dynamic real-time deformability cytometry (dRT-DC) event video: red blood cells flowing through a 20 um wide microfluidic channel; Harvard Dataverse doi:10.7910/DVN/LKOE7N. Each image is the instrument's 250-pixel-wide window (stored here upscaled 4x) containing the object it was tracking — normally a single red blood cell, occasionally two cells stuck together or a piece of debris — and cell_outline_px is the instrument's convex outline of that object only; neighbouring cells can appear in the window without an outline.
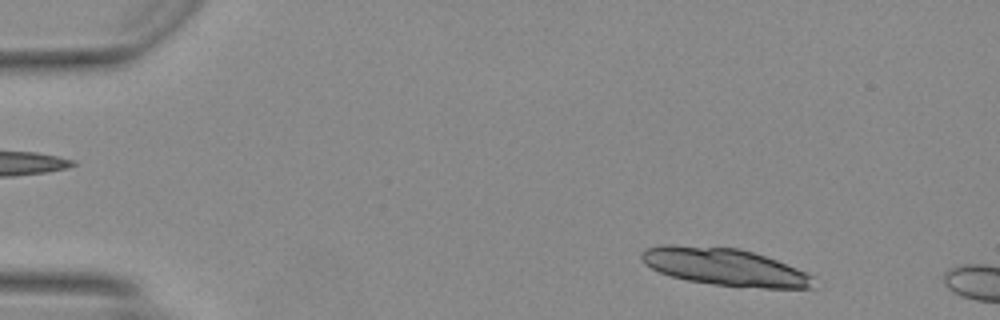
{"species": "Egyptian fruit bat (a non-hibernating species)", "species_latin": "Rousettus aegyptiacus", "temperature_condition": "warm", "stored_images_in_passage": 47, "camera_frame_rate_fps": 3000, "um_per_image_px": 0.085, "animal": {"sex": "female"}, "frame": {"image": 1, "passage_image": 4, "time_ms": 1.0, "image_size_px": [1000, 320], "cell_outline_px": [[816, 288], [740, 288], [712, 284], [688, 280], [672, 276], [660, 272], [644, 264], [640, 256], [640, 252], [644, 248], [664, 244], [672, 244], [740, 248], [776, 260], [796, 268], [812, 276]], "centroid_in_image_um": [61.57, 22.69], "position_along_channel_um": 23.4, "area_um2": 37.74}}
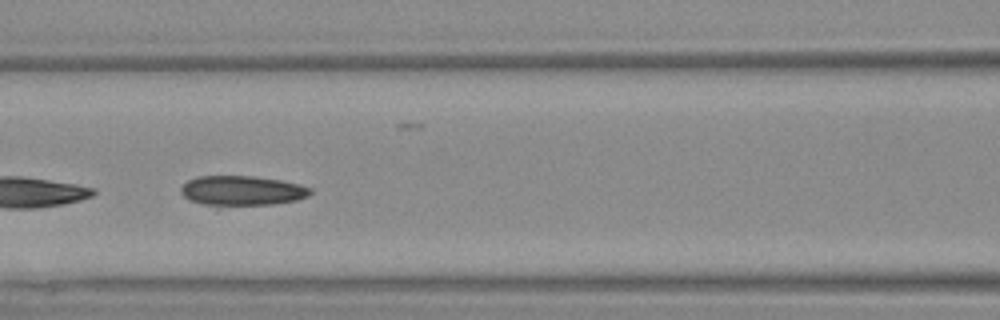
{"frame": {"image": 2, "passage_image": 20, "time_ms": 6.333, "image_size_px": [1000, 320], "cell_outline_px": [[312, 192], [308, 196], [296, 200], [272, 204], [204, 204], [192, 200], [184, 196], [180, 192], [180, 188], [188, 180], [196, 176], [252, 176], [280, 180], [300, 184], [312, 188]], "centroid_in_image_um": [20.6, 16.18], "position_along_channel_um": 146.0, "area_um2": 22.02}}
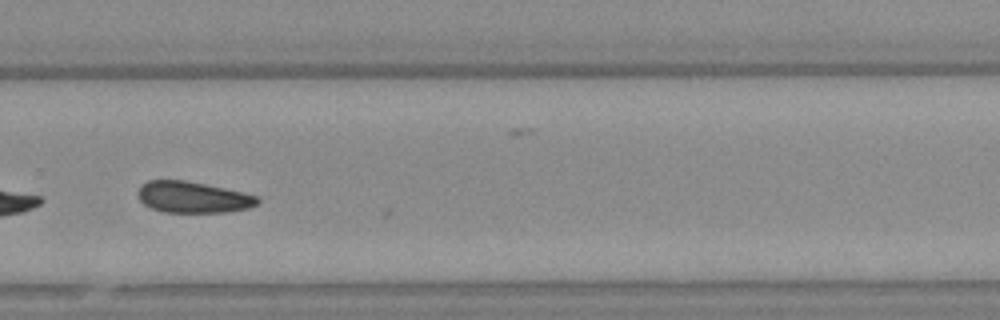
{"frame": {"image": 3, "passage_image": 32, "time_ms": 10.333, "image_size_px": [1000, 320], "cell_outline_px": [[260, 200], [256, 204], [248, 208], [224, 212], [164, 212], [152, 208], [144, 204], [140, 200], [136, 192], [140, 184], [148, 180], [184, 180], [244, 192], [260, 196]], "centroid_in_image_um": [16.37, 16.75], "position_along_channel_um": 313.4, "area_um2": 21.85}}